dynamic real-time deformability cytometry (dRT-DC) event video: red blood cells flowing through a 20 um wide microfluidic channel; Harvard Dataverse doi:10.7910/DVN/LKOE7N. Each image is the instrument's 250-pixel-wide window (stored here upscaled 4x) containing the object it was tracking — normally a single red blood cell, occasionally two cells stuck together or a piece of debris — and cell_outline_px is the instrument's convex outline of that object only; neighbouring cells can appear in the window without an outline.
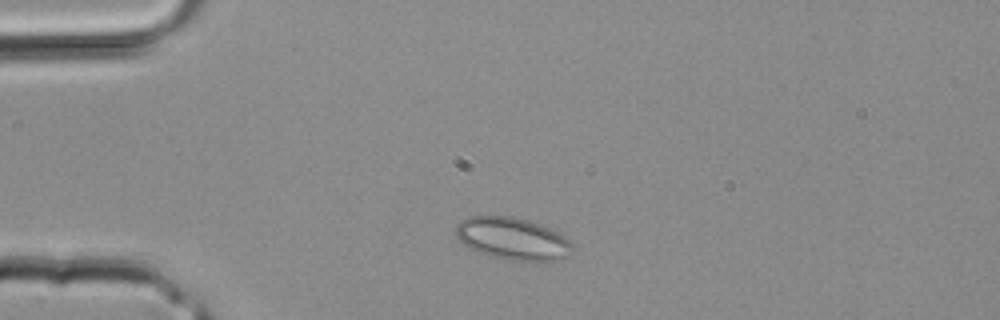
{"species": "common noctule bat (a hibernating species)", "species_latin": "Nyctalus noctula", "temperature_condition": "room temperature", "stored_images_in_passage": 1, "camera_frame_rate_fps": 3000, "um_per_image_px": 0.085, "animal": {"sex": "male", "body_mass_g": 20.4}, "frame": {"image": 1, "passage_image": 1, "time_ms": 0.0, "image_size_px": [1000, 320], "cell_outline_px": [[572, 248], [568, 256], [560, 260], [540, 264], [532, 264], [488, 256], [464, 244], [456, 236], [456, 224], [460, 220], [472, 216], [512, 216], [528, 220], [540, 224], [564, 236], [572, 244]], "centroid_in_image_um": [43.61, 20.33], "position_along_channel_um": 41.4, "area_um2": 29.25}}